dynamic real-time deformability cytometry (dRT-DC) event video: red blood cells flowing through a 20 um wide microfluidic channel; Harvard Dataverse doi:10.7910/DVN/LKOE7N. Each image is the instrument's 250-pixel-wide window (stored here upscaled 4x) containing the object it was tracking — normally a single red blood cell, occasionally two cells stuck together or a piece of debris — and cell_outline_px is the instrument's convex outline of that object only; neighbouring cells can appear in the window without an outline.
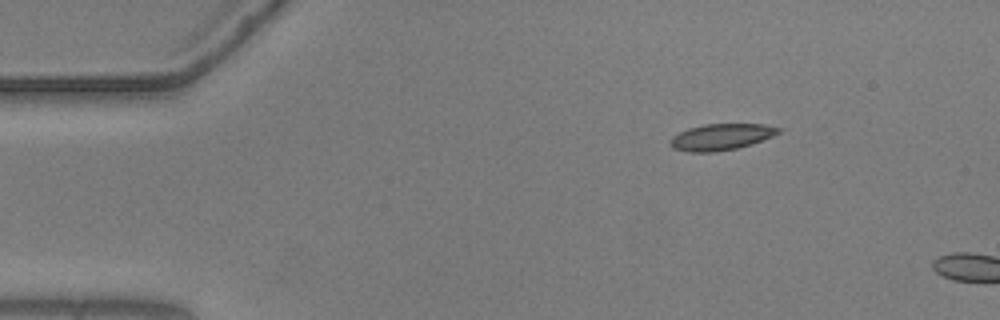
{"species": "common noctule bat (a hibernating species)", "species_latin": "Nyctalus noctula", "temperature_condition": "warm", "stored_images_in_passage": 4, "camera_frame_rate_fps": 3000, "um_per_image_px": 0.085, "animal": {"sex": "male", "body_mass_g": 20.5, "forearm_length_mm": 52.5}, "frame": {"image": 1, "passage_image": 1, "time_ms": 0.0, "image_size_px": [1000, 320], "cell_outline_px": [[784, 128], [780, 132], [772, 136], [736, 148], [716, 152], [688, 152], [672, 148], [668, 144], [668, 140], [672, 136], [688, 128], [704, 124], [764, 124]], "centroid_in_image_um": [61.25, 11.63], "position_along_channel_um": 23.8, "area_um2": 16.65}}